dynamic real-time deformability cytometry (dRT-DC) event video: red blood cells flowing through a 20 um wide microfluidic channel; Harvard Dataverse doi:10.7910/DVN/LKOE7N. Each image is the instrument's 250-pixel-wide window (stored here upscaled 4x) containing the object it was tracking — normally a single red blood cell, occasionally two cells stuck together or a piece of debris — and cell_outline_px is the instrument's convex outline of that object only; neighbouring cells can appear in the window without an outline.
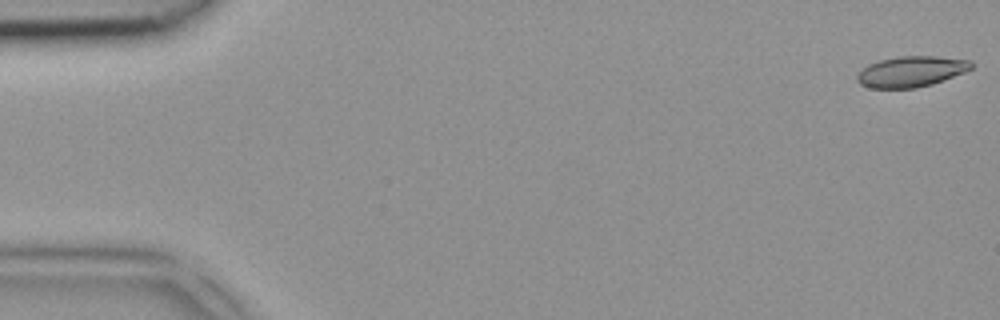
{"species": "common noctule bat (a hibernating species)", "species_latin": "Nyctalus noctula", "temperature_condition": "room temperature", "stored_images_in_passage": 5, "camera_frame_rate_fps": 3000, "um_per_image_px": 0.085, "animal": {"sex": "female", "body_mass_g": 18.4}, "frame": {"image": 1, "passage_image": 1, "time_ms": 0.0, "image_size_px": [1000, 320], "cell_outline_px": [[972, 68], [964, 72], [932, 84], [916, 88], [868, 88], [860, 84], [856, 80], [856, 76], [868, 64], [880, 60], [896, 56], [936, 56], [972, 60]], "centroid_in_image_um": [77.43, 6.08], "position_along_channel_um": 7.6, "area_um2": 20.46}}
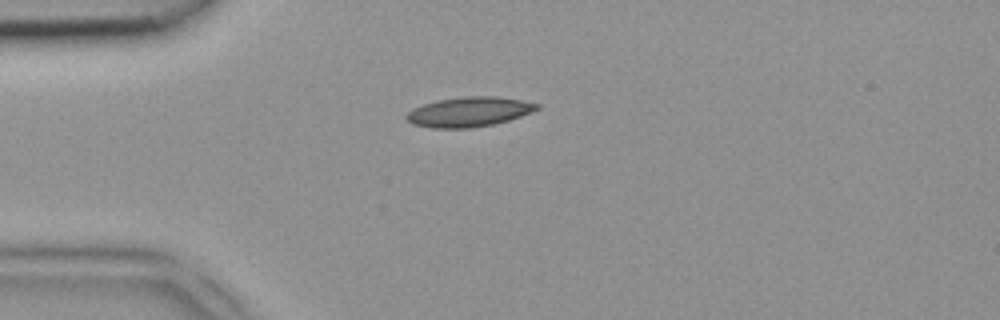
{"frame": {"image": 2, "passage_image": 4, "time_ms": 1.0, "image_size_px": [1000, 320], "cell_outline_px": [[540, 108], [520, 116], [508, 120], [492, 124], [468, 128], [432, 128], [412, 124], [404, 116], [412, 108], [436, 100], [464, 96], [496, 96], [520, 100], [540, 104]], "centroid_in_image_um": [39.83, 9.5], "position_along_channel_um": 45.2, "area_um2": 22.54}}